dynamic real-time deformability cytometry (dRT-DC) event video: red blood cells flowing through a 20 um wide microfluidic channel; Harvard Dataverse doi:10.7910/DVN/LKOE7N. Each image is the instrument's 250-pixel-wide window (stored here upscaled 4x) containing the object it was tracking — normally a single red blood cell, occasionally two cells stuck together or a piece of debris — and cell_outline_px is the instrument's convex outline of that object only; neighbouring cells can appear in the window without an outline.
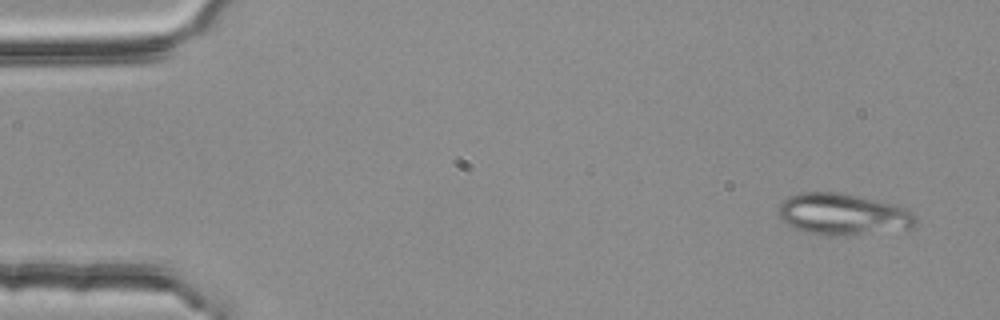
{"species": "common noctule bat (a hibernating species)", "species_latin": "Nyctalus noctula", "temperature_condition": "room temperature", "stored_images_in_passage": 5, "camera_frame_rate_fps": 3000, "um_per_image_px": 0.085, "animal": {"sex": "female", "body_mass_g": 25.1}, "frame": {"image": 1, "passage_image": 1, "time_ms": 0.0, "image_size_px": [1000, 320], "cell_outline_px": [[916, 224], [912, 228], [836, 236], [804, 232], [788, 224], [780, 216], [780, 204], [788, 196], [800, 192], [840, 192], [896, 204], [912, 212], [916, 216]], "centroid_in_image_um": [71.67, 18.2], "position_along_channel_um": 13.3, "area_um2": 32.89}}